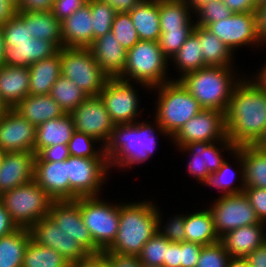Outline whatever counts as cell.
Returning a JSON list of instances; mask_svg holds the SVG:
<instances>
[{
  "instance_id": "obj_1",
  "label": "cell",
  "mask_w": 266,
  "mask_h": 267,
  "mask_svg": "<svg viewBox=\"0 0 266 267\" xmlns=\"http://www.w3.org/2000/svg\"><path fill=\"white\" fill-rule=\"evenodd\" d=\"M242 77L225 112L227 136L237 147L254 145L266 129V91Z\"/></svg>"
},
{
  "instance_id": "obj_2",
  "label": "cell",
  "mask_w": 266,
  "mask_h": 267,
  "mask_svg": "<svg viewBox=\"0 0 266 267\" xmlns=\"http://www.w3.org/2000/svg\"><path fill=\"white\" fill-rule=\"evenodd\" d=\"M147 122L115 124L109 141L104 146V154L108 160L109 168L114 167V165L120 168H132L133 164H143L148 161L156 149L155 132L160 131L157 134L169 137L156 120L155 125Z\"/></svg>"
},
{
  "instance_id": "obj_3",
  "label": "cell",
  "mask_w": 266,
  "mask_h": 267,
  "mask_svg": "<svg viewBox=\"0 0 266 267\" xmlns=\"http://www.w3.org/2000/svg\"><path fill=\"white\" fill-rule=\"evenodd\" d=\"M157 205L151 201L120 204L119 227L107 249L124 255H139L144 244L157 232Z\"/></svg>"
},
{
  "instance_id": "obj_4",
  "label": "cell",
  "mask_w": 266,
  "mask_h": 267,
  "mask_svg": "<svg viewBox=\"0 0 266 267\" xmlns=\"http://www.w3.org/2000/svg\"><path fill=\"white\" fill-rule=\"evenodd\" d=\"M233 70V67L206 66L173 80H179L203 109L226 112L232 92L241 81Z\"/></svg>"
},
{
  "instance_id": "obj_5",
  "label": "cell",
  "mask_w": 266,
  "mask_h": 267,
  "mask_svg": "<svg viewBox=\"0 0 266 267\" xmlns=\"http://www.w3.org/2000/svg\"><path fill=\"white\" fill-rule=\"evenodd\" d=\"M158 92L156 122L170 139L203 108L179 80L151 88Z\"/></svg>"
},
{
  "instance_id": "obj_6",
  "label": "cell",
  "mask_w": 266,
  "mask_h": 267,
  "mask_svg": "<svg viewBox=\"0 0 266 267\" xmlns=\"http://www.w3.org/2000/svg\"><path fill=\"white\" fill-rule=\"evenodd\" d=\"M126 56V66L119 79L127 82L134 80L148 90L172 80L166 74L169 59L158 42L139 40Z\"/></svg>"
},
{
  "instance_id": "obj_7",
  "label": "cell",
  "mask_w": 266,
  "mask_h": 267,
  "mask_svg": "<svg viewBox=\"0 0 266 267\" xmlns=\"http://www.w3.org/2000/svg\"><path fill=\"white\" fill-rule=\"evenodd\" d=\"M53 201L34 180L0 195V203L13 222L18 228L25 229L48 216Z\"/></svg>"
},
{
  "instance_id": "obj_8",
  "label": "cell",
  "mask_w": 266,
  "mask_h": 267,
  "mask_svg": "<svg viewBox=\"0 0 266 267\" xmlns=\"http://www.w3.org/2000/svg\"><path fill=\"white\" fill-rule=\"evenodd\" d=\"M100 197H79L78 203L84 225L96 246L103 252L115 240L119 227L120 203L104 202Z\"/></svg>"
},
{
  "instance_id": "obj_9",
  "label": "cell",
  "mask_w": 266,
  "mask_h": 267,
  "mask_svg": "<svg viewBox=\"0 0 266 267\" xmlns=\"http://www.w3.org/2000/svg\"><path fill=\"white\" fill-rule=\"evenodd\" d=\"M61 75L88 96H99L109 77L88 48H60Z\"/></svg>"
},
{
  "instance_id": "obj_10",
  "label": "cell",
  "mask_w": 266,
  "mask_h": 267,
  "mask_svg": "<svg viewBox=\"0 0 266 267\" xmlns=\"http://www.w3.org/2000/svg\"><path fill=\"white\" fill-rule=\"evenodd\" d=\"M109 169L107 158H83L70 155L67 158L70 200L100 196L102 191L100 189L107 181Z\"/></svg>"
},
{
  "instance_id": "obj_11",
  "label": "cell",
  "mask_w": 266,
  "mask_h": 267,
  "mask_svg": "<svg viewBox=\"0 0 266 267\" xmlns=\"http://www.w3.org/2000/svg\"><path fill=\"white\" fill-rule=\"evenodd\" d=\"M208 209L219 238L236 228L260 223L244 192L219 195Z\"/></svg>"
},
{
  "instance_id": "obj_12",
  "label": "cell",
  "mask_w": 266,
  "mask_h": 267,
  "mask_svg": "<svg viewBox=\"0 0 266 267\" xmlns=\"http://www.w3.org/2000/svg\"><path fill=\"white\" fill-rule=\"evenodd\" d=\"M217 144L219 147L216 146ZM236 148L237 146L227 137L223 140L211 143L200 141L187 143L182 147H177V150L179 149L183 153L187 152L192 154V157L187 164V172L190 176L197 179V181L199 180L200 183L206 185L209 182L211 175L226 161L221 155V151L224 149L228 150V153L231 152V156Z\"/></svg>"
},
{
  "instance_id": "obj_13",
  "label": "cell",
  "mask_w": 266,
  "mask_h": 267,
  "mask_svg": "<svg viewBox=\"0 0 266 267\" xmlns=\"http://www.w3.org/2000/svg\"><path fill=\"white\" fill-rule=\"evenodd\" d=\"M225 112L203 109L171 138L176 147L192 142H215L227 138Z\"/></svg>"
},
{
  "instance_id": "obj_14",
  "label": "cell",
  "mask_w": 266,
  "mask_h": 267,
  "mask_svg": "<svg viewBox=\"0 0 266 267\" xmlns=\"http://www.w3.org/2000/svg\"><path fill=\"white\" fill-rule=\"evenodd\" d=\"M133 86L119 78H109L99 95L115 124H133L138 121L137 115H141L137 88Z\"/></svg>"
},
{
  "instance_id": "obj_15",
  "label": "cell",
  "mask_w": 266,
  "mask_h": 267,
  "mask_svg": "<svg viewBox=\"0 0 266 267\" xmlns=\"http://www.w3.org/2000/svg\"><path fill=\"white\" fill-rule=\"evenodd\" d=\"M74 129L85 133L104 147L109 141L115 123L112 121L100 96H88L71 113Z\"/></svg>"
},
{
  "instance_id": "obj_16",
  "label": "cell",
  "mask_w": 266,
  "mask_h": 267,
  "mask_svg": "<svg viewBox=\"0 0 266 267\" xmlns=\"http://www.w3.org/2000/svg\"><path fill=\"white\" fill-rule=\"evenodd\" d=\"M216 35L233 53L234 50L246 45H262L256 28L255 12L233 13L227 19L210 23L206 27Z\"/></svg>"
},
{
  "instance_id": "obj_17",
  "label": "cell",
  "mask_w": 266,
  "mask_h": 267,
  "mask_svg": "<svg viewBox=\"0 0 266 267\" xmlns=\"http://www.w3.org/2000/svg\"><path fill=\"white\" fill-rule=\"evenodd\" d=\"M29 231L33 241L54 249L71 265L91 256L74 238L64 234L49 216L41 218L29 228Z\"/></svg>"
},
{
  "instance_id": "obj_18",
  "label": "cell",
  "mask_w": 266,
  "mask_h": 267,
  "mask_svg": "<svg viewBox=\"0 0 266 267\" xmlns=\"http://www.w3.org/2000/svg\"><path fill=\"white\" fill-rule=\"evenodd\" d=\"M66 235L76 240L90 255L102 252L84 225L81 210L75 200L53 201L48 215Z\"/></svg>"
},
{
  "instance_id": "obj_19",
  "label": "cell",
  "mask_w": 266,
  "mask_h": 267,
  "mask_svg": "<svg viewBox=\"0 0 266 267\" xmlns=\"http://www.w3.org/2000/svg\"><path fill=\"white\" fill-rule=\"evenodd\" d=\"M36 127L13 108L0 115V149L3 152H34Z\"/></svg>"
},
{
  "instance_id": "obj_20",
  "label": "cell",
  "mask_w": 266,
  "mask_h": 267,
  "mask_svg": "<svg viewBox=\"0 0 266 267\" xmlns=\"http://www.w3.org/2000/svg\"><path fill=\"white\" fill-rule=\"evenodd\" d=\"M34 152H4L0 162V195L34 178Z\"/></svg>"
},
{
  "instance_id": "obj_21",
  "label": "cell",
  "mask_w": 266,
  "mask_h": 267,
  "mask_svg": "<svg viewBox=\"0 0 266 267\" xmlns=\"http://www.w3.org/2000/svg\"><path fill=\"white\" fill-rule=\"evenodd\" d=\"M33 180L54 200H70V181L65 161H35Z\"/></svg>"
},
{
  "instance_id": "obj_22",
  "label": "cell",
  "mask_w": 266,
  "mask_h": 267,
  "mask_svg": "<svg viewBox=\"0 0 266 267\" xmlns=\"http://www.w3.org/2000/svg\"><path fill=\"white\" fill-rule=\"evenodd\" d=\"M88 49L109 78H119L123 74L127 51L112 32L95 39Z\"/></svg>"
},
{
  "instance_id": "obj_23",
  "label": "cell",
  "mask_w": 266,
  "mask_h": 267,
  "mask_svg": "<svg viewBox=\"0 0 266 267\" xmlns=\"http://www.w3.org/2000/svg\"><path fill=\"white\" fill-rule=\"evenodd\" d=\"M62 45L67 48H89L93 42L90 0L61 22Z\"/></svg>"
},
{
  "instance_id": "obj_24",
  "label": "cell",
  "mask_w": 266,
  "mask_h": 267,
  "mask_svg": "<svg viewBox=\"0 0 266 267\" xmlns=\"http://www.w3.org/2000/svg\"><path fill=\"white\" fill-rule=\"evenodd\" d=\"M264 222L236 228L220 237L230 257L246 258L257 247L266 243Z\"/></svg>"
},
{
  "instance_id": "obj_25",
  "label": "cell",
  "mask_w": 266,
  "mask_h": 267,
  "mask_svg": "<svg viewBox=\"0 0 266 267\" xmlns=\"http://www.w3.org/2000/svg\"><path fill=\"white\" fill-rule=\"evenodd\" d=\"M58 51L59 49L47 40L30 38V41L12 42V47H5V65L29 67Z\"/></svg>"
},
{
  "instance_id": "obj_26",
  "label": "cell",
  "mask_w": 266,
  "mask_h": 267,
  "mask_svg": "<svg viewBox=\"0 0 266 267\" xmlns=\"http://www.w3.org/2000/svg\"><path fill=\"white\" fill-rule=\"evenodd\" d=\"M29 86L28 67H0V97L8 108H14L29 95Z\"/></svg>"
},
{
  "instance_id": "obj_27",
  "label": "cell",
  "mask_w": 266,
  "mask_h": 267,
  "mask_svg": "<svg viewBox=\"0 0 266 267\" xmlns=\"http://www.w3.org/2000/svg\"><path fill=\"white\" fill-rule=\"evenodd\" d=\"M13 109L35 127L51 119L60 118L65 114L49 94H29Z\"/></svg>"
},
{
  "instance_id": "obj_28",
  "label": "cell",
  "mask_w": 266,
  "mask_h": 267,
  "mask_svg": "<svg viewBox=\"0 0 266 267\" xmlns=\"http://www.w3.org/2000/svg\"><path fill=\"white\" fill-rule=\"evenodd\" d=\"M128 13L139 40L158 42L161 35L158 0H142Z\"/></svg>"
},
{
  "instance_id": "obj_29",
  "label": "cell",
  "mask_w": 266,
  "mask_h": 267,
  "mask_svg": "<svg viewBox=\"0 0 266 267\" xmlns=\"http://www.w3.org/2000/svg\"><path fill=\"white\" fill-rule=\"evenodd\" d=\"M30 95H48L57 78L61 75L59 51L51 57L33 63L29 67Z\"/></svg>"
},
{
  "instance_id": "obj_30",
  "label": "cell",
  "mask_w": 266,
  "mask_h": 267,
  "mask_svg": "<svg viewBox=\"0 0 266 267\" xmlns=\"http://www.w3.org/2000/svg\"><path fill=\"white\" fill-rule=\"evenodd\" d=\"M74 131L71 114L43 122L36 127L34 153L37 154L42 148L56 144L68 145Z\"/></svg>"
},
{
  "instance_id": "obj_31",
  "label": "cell",
  "mask_w": 266,
  "mask_h": 267,
  "mask_svg": "<svg viewBox=\"0 0 266 267\" xmlns=\"http://www.w3.org/2000/svg\"><path fill=\"white\" fill-rule=\"evenodd\" d=\"M193 32L198 36L205 67H232L234 53L216 35L199 25Z\"/></svg>"
},
{
  "instance_id": "obj_32",
  "label": "cell",
  "mask_w": 266,
  "mask_h": 267,
  "mask_svg": "<svg viewBox=\"0 0 266 267\" xmlns=\"http://www.w3.org/2000/svg\"><path fill=\"white\" fill-rule=\"evenodd\" d=\"M235 151L243 162L245 187L266 189V151L255 145L238 146Z\"/></svg>"
},
{
  "instance_id": "obj_33",
  "label": "cell",
  "mask_w": 266,
  "mask_h": 267,
  "mask_svg": "<svg viewBox=\"0 0 266 267\" xmlns=\"http://www.w3.org/2000/svg\"><path fill=\"white\" fill-rule=\"evenodd\" d=\"M184 232L186 242L198 243L204 246L220 241L208 208L186 214Z\"/></svg>"
},
{
  "instance_id": "obj_34",
  "label": "cell",
  "mask_w": 266,
  "mask_h": 267,
  "mask_svg": "<svg viewBox=\"0 0 266 267\" xmlns=\"http://www.w3.org/2000/svg\"><path fill=\"white\" fill-rule=\"evenodd\" d=\"M26 26L32 38L52 42L62 48L61 22L51 11H26Z\"/></svg>"
},
{
  "instance_id": "obj_35",
  "label": "cell",
  "mask_w": 266,
  "mask_h": 267,
  "mask_svg": "<svg viewBox=\"0 0 266 267\" xmlns=\"http://www.w3.org/2000/svg\"><path fill=\"white\" fill-rule=\"evenodd\" d=\"M161 31L194 29L191 9L184 0H158Z\"/></svg>"
},
{
  "instance_id": "obj_36",
  "label": "cell",
  "mask_w": 266,
  "mask_h": 267,
  "mask_svg": "<svg viewBox=\"0 0 266 267\" xmlns=\"http://www.w3.org/2000/svg\"><path fill=\"white\" fill-rule=\"evenodd\" d=\"M31 239L29 229L18 228L0 238V267H21L26 246Z\"/></svg>"
},
{
  "instance_id": "obj_37",
  "label": "cell",
  "mask_w": 266,
  "mask_h": 267,
  "mask_svg": "<svg viewBox=\"0 0 266 267\" xmlns=\"http://www.w3.org/2000/svg\"><path fill=\"white\" fill-rule=\"evenodd\" d=\"M175 63V68L180 73V78L185 74L205 67L198 36L193 32L182 45L180 50L169 60Z\"/></svg>"
},
{
  "instance_id": "obj_38",
  "label": "cell",
  "mask_w": 266,
  "mask_h": 267,
  "mask_svg": "<svg viewBox=\"0 0 266 267\" xmlns=\"http://www.w3.org/2000/svg\"><path fill=\"white\" fill-rule=\"evenodd\" d=\"M21 267H71V264L54 249L41 246L30 239Z\"/></svg>"
},
{
  "instance_id": "obj_39",
  "label": "cell",
  "mask_w": 266,
  "mask_h": 267,
  "mask_svg": "<svg viewBox=\"0 0 266 267\" xmlns=\"http://www.w3.org/2000/svg\"><path fill=\"white\" fill-rule=\"evenodd\" d=\"M49 95L59 104L65 114H70L88 97L80 87L63 75L57 78Z\"/></svg>"
},
{
  "instance_id": "obj_40",
  "label": "cell",
  "mask_w": 266,
  "mask_h": 267,
  "mask_svg": "<svg viewBox=\"0 0 266 267\" xmlns=\"http://www.w3.org/2000/svg\"><path fill=\"white\" fill-rule=\"evenodd\" d=\"M233 154H234L233 157L237 159L236 161L238 164L237 168L241 170L240 179L242 180V182L240 181V185L233 187L235 185L234 181L236 180L237 172L232 169L233 167L232 165H229L230 163H228V160L225 161L222 164V166L211 175L209 182L205 185L209 187L212 186V187H215L221 190L222 191L221 195L239 194V193H242L245 188L244 166H243L241 156L236 151H234Z\"/></svg>"
},
{
  "instance_id": "obj_41",
  "label": "cell",
  "mask_w": 266,
  "mask_h": 267,
  "mask_svg": "<svg viewBox=\"0 0 266 267\" xmlns=\"http://www.w3.org/2000/svg\"><path fill=\"white\" fill-rule=\"evenodd\" d=\"M91 18L93 23V41L111 32L113 19L117 11L101 0H90Z\"/></svg>"
},
{
  "instance_id": "obj_42",
  "label": "cell",
  "mask_w": 266,
  "mask_h": 267,
  "mask_svg": "<svg viewBox=\"0 0 266 267\" xmlns=\"http://www.w3.org/2000/svg\"><path fill=\"white\" fill-rule=\"evenodd\" d=\"M111 32L125 51L130 50L139 41L138 33L128 12L116 13Z\"/></svg>"
},
{
  "instance_id": "obj_43",
  "label": "cell",
  "mask_w": 266,
  "mask_h": 267,
  "mask_svg": "<svg viewBox=\"0 0 266 267\" xmlns=\"http://www.w3.org/2000/svg\"><path fill=\"white\" fill-rule=\"evenodd\" d=\"M93 143L101 144L98 140L85 133L74 131L68 143L69 154L83 158H106L104 147L100 145L101 147L96 149Z\"/></svg>"
},
{
  "instance_id": "obj_44",
  "label": "cell",
  "mask_w": 266,
  "mask_h": 267,
  "mask_svg": "<svg viewBox=\"0 0 266 267\" xmlns=\"http://www.w3.org/2000/svg\"><path fill=\"white\" fill-rule=\"evenodd\" d=\"M138 257L142 265L163 267L166 258V238L156 232L144 244Z\"/></svg>"
},
{
  "instance_id": "obj_45",
  "label": "cell",
  "mask_w": 266,
  "mask_h": 267,
  "mask_svg": "<svg viewBox=\"0 0 266 267\" xmlns=\"http://www.w3.org/2000/svg\"><path fill=\"white\" fill-rule=\"evenodd\" d=\"M5 46L12 47V42L30 41L32 35L26 26V11H17L16 14L2 25Z\"/></svg>"
},
{
  "instance_id": "obj_46",
  "label": "cell",
  "mask_w": 266,
  "mask_h": 267,
  "mask_svg": "<svg viewBox=\"0 0 266 267\" xmlns=\"http://www.w3.org/2000/svg\"><path fill=\"white\" fill-rule=\"evenodd\" d=\"M233 12L223 0H210L195 11V25L207 27L210 23L229 18Z\"/></svg>"
},
{
  "instance_id": "obj_47",
  "label": "cell",
  "mask_w": 266,
  "mask_h": 267,
  "mask_svg": "<svg viewBox=\"0 0 266 267\" xmlns=\"http://www.w3.org/2000/svg\"><path fill=\"white\" fill-rule=\"evenodd\" d=\"M229 259V253L218 241L202 247L196 267H227Z\"/></svg>"
},
{
  "instance_id": "obj_48",
  "label": "cell",
  "mask_w": 266,
  "mask_h": 267,
  "mask_svg": "<svg viewBox=\"0 0 266 267\" xmlns=\"http://www.w3.org/2000/svg\"><path fill=\"white\" fill-rule=\"evenodd\" d=\"M193 29L161 31L158 43L163 54L170 60L182 47Z\"/></svg>"
},
{
  "instance_id": "obj_49",
  "label": "cell",
  "mask_w": 266,
  "mask_h": 267,
  "mask_svg": "<svg viewBox=\"0 0 266 267\" xmlns=\"http://www.w3.org/2000/svg\"><path fill=\"white\" fill-rule=\"evenodd\" d=\"M157 207V233L163 237H165L170 242H185V232H184V222H185V214H178L176 217L174 216L172 219H167L166 225H162L161 212Z\"/></svg>"
},
{
  "instance_id": "obj_50",
  "label": "cell",
  "mask_w": 266,
  "mask_h": 267,
  "mask_svg": "<svg viewBox=\"0 0 266 267\" xmlns=\"http://www.w3.org/2000/svg\"><path fill=\"white\" fill-rule=\"evenodd\" d=\"M260 222L266 223V189L245 187L244 191Z\"/></svg>"
},
{
  "instance_id": "obj_51",
  "label": "cell",
  "mask_w": 266,
  "mask_h": 267,
  "mask_svg": "<svg viewBox=\"0 0 266 267\" xmlns=\"http://www.w3.org/2000/svg\"><path fill=\"white\" fill-rule=\"evenodd\" d=\"M87 2L88 0H54L51 12L62 22L78 9H81Z\"/></svg>"
},
{
  "instance_id": "obj_52",
  "label": "cell",
  "mask_w": 266,
  "mask_h": 267,
  "mask_svg": "<svg viewBox=\"0 0 266 267\" xmlns=\"http://www.w3.org/2000/svg\"><path fill=\"white\" fill-rule=\"evenodd\" d=\"M100 255L110 267H143L137 255H124L104 250Z\"/></svg>"
},
{
  "instance_id": "obj_53",
  "label": "cell",
  "mask_w": 266,
  "mask_h": 267,
  "mask_svg": "<svg viewBox=\"0 0 266 267\" xmlns=\"http://www.w3.org/2000/svg\"><path fill=\"white\" fill-rule=\"evenodd\" d=\"M203 245L180 242V267H196Z\"/></svg>"
},
{
  "instance_id": "obj_54",
  "label": "cell",
  "mask_w": 266,
  "mask_h": 267,
  "mask_svg": "<svg viewBox=\"0 0 266 267\" xmlns=\"http://www.w3.org/2000/svg\"><path fill=\"white\" fill-rule=\"evenodd\" d=\"M69 156L68 145L56 144L42 148L36 154L35 161H65Z\"/></svg>"
},
{
  "instance_id": "obj_55",
  "label": "cell",
  "mask_w": 266,
  "mask_h": 267,
  "mask_svg": "<svg viewBox=\"0 0 266 267\" xmlns=\"http://www.w3.org/2000/svg\"><path fill=\"white\" fill-rule=\"evenodd\" d=\"M163 267H180V243L166 239V258Z\"/></svg>"
},
{
  "instance_id": "obj_56",
  "label": "cell",
  "mask_w": 266,
  "mask_h": 267,
  "mask_svg": "<svg viewBox=\"0 0 266 267\" xmlns=\"http://www.w3.org/2000/svg\"><path fill=\"white\" fill-rule=\"evenodd\" d=\"M54 0H20L17 11H51Z\"/></svg>"
},
{
  "instance_id": "obj_57",
  "label": "cell",
  "mask_w": 266,
  "mask_h": 267,
  "mask_svg": "<svg viewBox=\"0 0 266 267\" xmlns=\"http://www.w3.org/2000/svg\"><path fill=\"white\" fill-rule=\"evenodd\" d=\"M254 12L258 37L263 46L266 43V3L257 5Z\"/></svg>"
},
{
  "instance_id": "obj_58",
  "label": "cell",
  "mask_w": 266,
  "mask_h": 267,
  "mask_svg": "<svg viewBox=\"0 0 266 267\" xmlns=\"http://www.w3.org/2000/svg\"><path fill=\"white\" fill-rule=\"evenodd\" d=\"M233 13L254 12L257 7L256 0H223Z\"/></svg>"
},
{
  "instance_id": "obj_59",
  "label": "cell",
  "mask_w": 266,
  "mask_h": 267,
  "mask_svg": "<svg viewBox=\"0 0 266 267\" xmlns=\"http://www.w3.org/2000/svg\"><path fill=\"white\" fill-rule=\"evenodd\" d=\"M17 225L11 219L6 208L0 203V238L6 236L15 230H17Z\"/></svg>"
},
{
  "instance_id": "obj_60",
  "label": "cell",
  "mask_w": 266,
  "mask_h": 267,
  "mask_svg": "<svg viewBox=\"0 0 266 267\" xmlns=\"http://www.w3.org/2000/svg\"><path fill=\"white\" fill-rule=\"evenodd\" d=\"M246 259L250 267H266V243L253 250Z\"/></svg>"
},
{
  "instance_id": "obj_61",
  "label": "cell",
  "mask_w": 266,
  "mask_h": 267,
  "mask_svg": "<svg viewBox=\"0 0 266 267\" xmlns=\"http://www.w3.org/2000/svg\"><path fill=\"white\" fill-rule=\"evenodd\" d=\"M112 6L117 12H130L142 0H101Z\"/></svg>"
},
{
  "instance_id": "obj_62",
  "label": "cell",
  "mask_w": 266,
  "mask_h": 267,
  "mask_svg": "<svg viewBox=\"0 0 266 267\" xmlns=\"http://www.w3.org/2000/svg\"><path fill=\"white\" fill-rule=\"evenodd\" d=\"M17 12V9L7 0H0V26L10 20Z\"/></svg>"
},
{
  "instance_id": "obj_63",
  "label": "cell",
  "mask_w": 266,
  "mask_h": 267,
  "mask_svg": "<svg viewBox=\"0 0 266 267\" xmlns=\"http://www.w3.org/2000/svg\"><path fill=\"white\" fill-rule=\"evenodd\" d=\"M71 267H110L101 255H91L88 259L71 265Z\"/></svg>"
},
{
  "instance_id": "obj_64",
  "label": "cell",
  "mask_w": 266,
  "mask_h": 267,
  "mask_svg": "<svg viewBox=\"0 0 266 267\" xmlns=\"http://www.w3.org/2000/svg\"><path fill=\"white\" fill-rule=\"evenodd\" d=\"M261 71H259L257 73V76H253V78L251 77V80L261 89H263L264 91H266V62L264 64V66L260 69Z\"/></svg>"
},
{
  "instance_id": "obj_65",
  "label": "cell",
  "mask_w": 266,
  "mask_h": 267,
  "mask_svg": "<svg viewBox=\"0 0 266 267\" xmlns=\"http://www.w3.org/2000/svg\"><path fill=\"white\" fill-rule=\"evenodd\" d=\"M227 267H250L246 258L230 257Z\"/></svg>"
},
{
  "instance_id": "obj_66",
  "label": "cell",
  "mask_w": 266,
  "mask_h": 267,
  "mask_svg": "<svg viewBox=\"0 0 266 267\" xmlns=\"http://www.w3.org/2000/svg\"><path fill=\"white\" fill-rule=\"evenodd\" d=\"M5 40L2 31V26H0V67L5 65Z\"/></svg>"
},
{
  "instance_id": "obj_67",
  "label": "cell",
  "mask_w": 266,
  "mask_h": 267,
  "mask_svg": "<svg viewBox=\"0 0 266 267\" xmlns=\"http://www.w3.org/2000/svg\"><path fill=\"white\" fill-rule=\"evenodd\" d=\"M187 5L189 6V8L192 10V13L194 14V12L201 7L202 5H204L206 2L210 1V0H184Z\"/></svg>"
},
{
  "instance_id": "obj_68",
  "label": "cell",
  "mask_w": 266,
  "mask_h": 267,
  "mask_svg": "<svg viewBox=\"0 0 266 267\" xmlns=\"http://www.w3.org/2000/svg\"><path fill=\"white\" fill-rule=\"evenodd\" d=\"M258 149L266 151V129L259 140L254 144Z\"/></svg>"
},
{
  "instance_id": "obj_69",
  "label": "cell",
  "mask_w": 266,
  "mask_h": 267,
  "mask_svg": "<svg viewBox=\"0 0 266 267\" xmlns=\"http://www.w3.org/2000/svg\"><path fill=\"white\" fill-rule=\"evenodd\" d=\"M7 109H8V107L3 103V101L0 97V115H2Z\"/></svg>"
},
{
  "instance_id": "obj_70",
  "label": "cell",
  "mask_w": 266,
  "mask_h": 267,
  "mask_svg": "<svg viewBox=\"0 0 266 267\" xmlns=\"http://www.w3.org/2000/svg\"><path fill=\"white\" fill-rule=\"evenodd\" d=\"M7 1L11 3L16 9H18L20 0H7Z\"/></svg>"
},
{
  "instance_id": "obj_71",
  "label": "cell",
  "mask_w": 266,
  "mask_h": 267,
  "mask_svg": "<svg viewBox=\"0 0 266 267\" xmlns=\"http://www.w3.org/2000/svg\"><path fill=\"white\" fill-rule=\"evenodd\" d=\"M257 1V5L261 4V3H266V0H256Z\"/></svg>"
},
{
  "instance_id": "obj_72",
  "label": "cell",
  "mask_w": 266,
  "mask_h": 267,
  "mask_svg": "<svg viewBox=\"0 0 266 267\" xmlns=\"http://www.w3.org/2000/svg\"><path fill=\"white\" fill-rule=\"evenodd\" d=\"M3 151L0 149V162H1V159H2V156H3Z\"/></svg>"
},
{
  "instance_id": "obj_73",
  "label": "cell",
  "mask_w": 266,
  "mask_h": 267,
  "mask_svg": "<svg viewBox=\"0 0 266 267\" xmlns=\"http://www.w3.org/2000/svg\"><path fill=\"white\" fill-rule=\"evenodd\" d=\"M143 267H158V266H148V265H143Z\"/></svg>"
}]
</instances>
